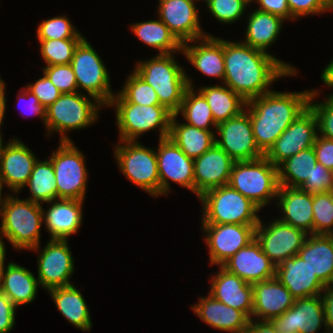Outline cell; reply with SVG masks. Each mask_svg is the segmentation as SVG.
I'll return each mask as SVG.
<instances>
[{
  "label": "cell",
  "mask_w": 333,
  "mask_h": 333,
  "mask_svg": "<svg viewBox=\"0 0 333 333\" xmlns=\"http://www.w3.org/2000/svg\"><path fill=\"white\" fill-rule=\"evenodd\" d=\"M224 84L246 102L271 92L273 81L296 69L269 53L242 42L224 40Z\"/></svg>",
  "instance_id": "obj_1"
},
{
  "label": "cell",
  "mask_w": 333,
  "mask_h": 333,
  "mask_svg": "<svg viewBox=\"0 0 333 333\" xmlns=\"http://www.w3.org/2000/svg\"><path fill=\"white\" fill-rule=\"evenodd\" d=\"M311 91H271L246 103L258 148L265 154L309 105Z\"/></svg>",
  "instance_id": "obj_2"
},
{
  "label": "cell",
  "mask_w": 333,
  "mask_h": 333,
  "mask_svg": "<svg viewBox=\"0 0 333 333\" xmlns=\"http://www.w3.org/2000/svg\"><path fill=\"white\" fill-rule=\"evenodd\" d=\"M134 72L155 90L159 103L173 114L180 109L186 89L193 87L172 54H157L145 62L139 61Z\"/></svg>",
  "instance_id": "obj_3"
},
{
  "label": "cell",
  "mask_w": 333,
  "mask_h": 333,
  "mask_svg": "<svg viewBox=\"0 0 333 333\" xmlns=\"http://www.w3.org/2000/svg\"><path fill=\"white\" fill-rule=\"evenodd\" d=\"M0 234L16 249L38 250L40 227L43 223L41 204L10 195L2 199Z\"/></svg>",
  "instance_id": "obj_4"
},
{
  "label": "cell",
  "mask_w": 333,
  "mask_h": 333,
  "mask_svg": "<svg viewBox=\"0 0 333 333\" xmlns=\"http://www.w3.org/2000/svg\"><path fill=\"white\" fill-rule=\"evenodd\" d=\"M199 199L203 203L202 224L258 225L256 214L260 208L229 184L204 192Z\"/></svg>",
  "instance_id": "obj_5"
},
{
  "label": "cell",
  "mask_w": 333,
  "mask_h": 333,
  "mask_svg": "<svg viewBox=\"0 0 333 333\" xmlns=\"http://www.w3.org/2000/svg\"><path fill=\"white\" fill-rule=\"evenodd\" d=\"M260 209L277 197L278 167L265 156L251 161H235L228 183Z\"/></svg>",
  "instance_id": "obj_6"
},
{
  "label": "cell",
  "mask_w": 333,
  "mask_h": 333,
  "mask_svg": "<svg viewBox=\"0 0 333 333\" xmlns=\"http://www.w3.org/2000/svg\"><path fill=\"white\" fill-rule=\"evenodd\" d=\"M89 99L87 96L79 94L78 91L61 94L46 109L44 124L48 129L47 132L51 133L56 130L60 134V141H72L65 132L82 129L94 123L98 118V110L104 106L98 100L93 103Z\"/></svg>",
  "instance_id": "obj_7"
},
{
  "label": "cell",
  "mask_w": 333,
  "mask_h": 333,
  "mask_svg": "<svg viewBox=\"0 0 333 333\" xmlns=\"http://www.w3.org/2000/svg\"><path fill=\"white\" fill-rule=\"evenodd\" d=\"M109 105L116 107L120 141H136L139 135L157 127L160 139L169 136L173 113L165 106H140L130 102H110Z\"/></svg>",
  "instance_id": "obj_8"
},
{
  "label": "cell",
  "mask_w": 333,
  "mask_h": 333,
  "mask_svg": "<svg viewBox=\"0 0 333 333\" xmlns=\"http://www.w3.org/2000/svg\"><path fill=\"white\" fill-rule=\"evenodd\" d=\"M121 142L125 145H117L114 155L123 175L150 195H160L156 151L137 141Z\"/></svg>",
  "instance_id": "obj_9"
},
{
  "label": "cell",
  "mask_w": 333,
  "mask_h": 333,
  "mask_svg": "<svg viewBox=\"0 0 333 333\" xmlns=\"http://www.w3.org/2000/svg\"><path fill=\"white\" fill-rule=\"evenodd\" d=\"M84 158L72 141H60V146L50 158L55 173L57 199L84 200L88 175Z\"/></svg>",
  "instance_id": "obj_10"
},
{
  "label": "cell",
  "mask_w": 333,
  "mask_h": 333,
  "mask_svg": "<svg viewBox=\"0 0 333 333\" xmlns=\"http://www.w3.org/2000/svg\"><path fill=\"white\" fill-rule=\"evenodd\" d=\"M77 88L88 92L94 100L108 105L114 96L110 89V78L103 61L84 38L77 46L71 60Z\"/></svg>",
  "instance_id": "obj_11"
},
{
  "label": "cell",
  "mask_w": 333,
  "mask_h": 333,
  "mask_svg": "<svg viewBox=\"0 0 333 333\" xmlns=\"http://www.w3.org/2000/svg\"><path fill=\"white\" fill-rule=\"evenodd\" d=\"M317 119L308 106L276 139L264 156L276 167L301 150L313 147L317 132Z\"/></svg>",
  "instance_id": "obj_12"
},
{
  "label": "cell",
  "mask_w": 333,
  "mask_h": 333,
  "mask_svg": "<svg viewBox=\"0 0 333 333\" xmlns=\"http://www.w3.org/2000/svg\"><path fill=\"white\" fill-rule=\"evenodd\" d=\"M307 235L305 231L279 219H275L267 227H263L260 220L255 228V239L276 266L283 260L297 255L308 238Z\"/></svg>",
  "instance_id": "obj_13"
},
{
  "label": "cell",
  "mask_w": 333,
  "mask_h": 333,
  "mask_svg": "<svg viewBox=\"0 0 333 333\" xmlns=\"http://www.w3.org/2000/svg\"><path fill=\"white\" fill-rule=\"evenodd\" d=\"M246 113L244 110L216 127L221 139H215V144L234 161H251L264 156L255 142L252 123Z\"/></svg>",
  "instance_id": "obj_14"
},
{
  "label": "cell",
  "mask_w": 333,
  "mask_h": 333,
  "mask_svg": "<svg viewBox=\"0 0 333 333\" xmlns=\"http://www.w3.org/2000/svg\"><path fill=\"white\" fill-rule=\"evenodd\" d=\"M207 233L205 241L209 248L211 265L220 266L239 249L255 239L257 225L242 224H202Z\"/></svg>",
  "instance_id": "obj_15"
},
{
  "label": "cell",
  "mask_w": 333,
  "mask_h": 333,
  "mask_svg": "<svg viewBox=\"0 0 333 333\" xmlns=\"http://www.w3.org/2000/svg\"><path fill=\"white\" fill-rule=\"evenodd\" d=\"M68 240L50 239L38 256V282L47 290L73 285L69 279L74 271Z\"/></svg>",
  "instance_id": "obj_16"
},
{
  "label": "cell",
  "mask_w": 333,
  "mask_h": 333,
  "mask_svg": "<svg viewBox=\"0 0 333 333\" xmlns=\"http://www.w3.org/2000/svg\"><path fill=\"white\" fill-rule=\"evenodd\" d=\"M156 157L160 179V195L167 194L170 190L169 179L194 193L192 158H189L169 137L159 139Z\"/></svg>",
  "instance_id": "obj_17"
},
{
  "label": "cell",
  "mask_w": 333,
  "mask_h": 333,
  "mask_svg": "<svg viewBox=\"0 0 333 333\" xmlns=\"http://www.w3.org/2000/svg\"><path fill=\"white\" fill-rule=\"evenodd\" d=\"M271 322L279 333H317L322 323L325 326L320 295L295 299L291 308Z\"/></svg>",
  "instance_id": "obj_18"
},
{
  "label": "cell",
  "mask_w": 333,
  "mask_h": 333,
  "mask_svg": "<svg viewBox=\"0 0 333 333\" xmlns=\"http://www.w3.org/2000/svg\"><path fill=\"white\" fill-rule=\"evenodd\" d=\"M194 0H159L160 20L181 43L198 41L207 35L200 29Z\"/></svg>",
  "instance_id": "obj_19"
},
{
  "label": "cell",
  "mask_w": 333,
  "mask_h": 333,
  "mask_svg": "<svg viewBox=\"0 0 333 333\" xmlns=\"http://www.w3.org/2000/svg\"><path fill=\"white\" fill-rule=\"evenodd\" d=\"M234 163L216 144L200 157L193 159L194 193L199 197L210 189L227 185Z\"/></svg>",
  "instance_id": "obj_20"
},
{
  "label": "cell",
  "mask_w": 333,
  "mask_h": 333,
  "mask_svg": "<svg viewBox=\"0 0 333 333\" xmlns=\"http://www.w3.org/2000/svg\"><path fill=\"white\" fill-rule=\"evenodd\" d=\"M221 266L249 284L272 279L276 271V265L262 251L256 239L239 249Z\"/></svg>",
  "instance_id": "obj_21"
},
{
  "label": "cell",
  "mask_w": 333,
  "mask_h": 333,
  "mask_svg": "<svg viewBox=\"0 0 333 333\" xmlns=\"http://www.w3.org/2000/svg\"><path fill=\"white\" fill-rule=\"evenodd\" d=\"M37 158L20 140H10L0 155V182L18 193L31 176Z\"/></svg>",
  "instance_id": "obj_22"
},
{
  "label": "cell",
  "mask_w": 333,
  "mask_h": 333,
  "mask_svg": "<svg viewBox=\"0 0 333 333\" xmlns=\"http://www.w3.org/2000/svg\"><path fill=\"white\" fill-rule=\"evenodd\" d=\"M275 277L295 299L321 295L326 286L298 255L278 264Z\"/></svg>",
  "instance_id": "obj_23"
},
{
  "label": "cell",
  "mask_w": 333,
  "mask_h": 333,
  "mask_svg": "<svg viewBox=\"0 0 333 333\" xmlns=\"http://www.w3.org/2000/svg\"><path fill=\"white\" fill-rule=\"evenodd\" d=\"M252 286V318L258 316L262 321H271L294 305L295 298L276 277L253 283Z\"/></svg>",
  "instance_id": "obj_24"
},
{
  "label": "cell",
  "mask_w": 333,
  "mask_h": 333,
  "mask_svg": "<svg viewBox=\"0 0 333 333\" xmlns=\"http://www.w3.org/2000/svg\"><path fill=\"white\" fill-rule=\"evenodd\" d=\"M211 280L210 295L227 306L242 311L249 319L253 312V286L222 266Z\"/></svg>",
  "instance_id": "obj_25"
},
{
  "label": "cell",
  "mask_w": 333,
  "mask_h": 333,
  "mask_svg": "<svg viewBox=\"0 0 333 333\" xmlns=\"http://www.w3.org/2000/svg\"><path fill=\"white\" fill-rule=\"evenodd\" d=\"M58 201L47 202L54 203L46 212L43 209V221L51 239L67 240L82 223L83 200L59 198Z\"/></svg>",
  "instance_id": "obj_26"
},
{
  "label": "cell",
  "mask_w": 333,
  "mask_h": 333,
  "mask_svg": "<svg viewBox=\"0 0 333 333\" xmlns=\"http://www.w3.org/2000/svg\"><path fill=\"white\" fill-rule=\"evenodd\" d=\"M199 300L192 309L208 325L230 333H245L250 319L242 311L225 305L210 294Z\"/></svg>",
  "instance_id": "obj_27"
},
{
  "label": "cell",
  "mask_w": 333,
  "mask_h": 333,
  "mask_svg": "<svg viewBox=\"0 0 333 333\" xmlns=\"http://www.w3.org/2000/svg\"><path fill=\"white\" fill-rule=\"evenodd\" d=\"M277 197L279 206L284 213L281 221L308 234H313V194L299 188L279 186Z\"/></svg>",
  "instance_id": "obj_28"
},
{
  "label": "cell",
  "mask_w": 333,
  "mask_h": 333,
  "mask_svg": "<svg viewBox=\"0 0 333 333\" xmlns=\"http://www.w3.org/2000/svg\"><path fill=\"white\" fill-rule=\"evenodd\" d=\"M199 40L200 44L195 46H189V42L183 43V54L203 74L224 81V39L207 35Z\"/></svg>",
  "instance_id": "obj_29"
},
{
  "label": "cell",
  "mask_w": 333,
  "mask_h": 333,
  "mask_svg": "<svg viewBox=\"0 0 333 333\" xmlns=\"http://www.w3.org/2000/svg\"><path fill=\"white\" fill-rule=\"evenodd\" d=\"M297 255L326 286L333 285V235H310Z\"/></svg>",
  "instance_id": "obj_30"
},
{
  "label": "cell",
  "mask_w": 333,
  "mask_h": 333,
  "mask_svg": "<svg viewBox=\"0 0 333 333\" xmlns=\"http://www.w3.org/2000/svg\"><path fill=\"white\" fill-rule=\"evenodd\" d=\"M38 285V279L29 270L15 263H8L0 278V291L16 307L34 301Z\"/></svg>",
  "instance_id": "obj_31"
},
{
  "label": "cell",
  "mask_w": 333,
  "mask_h": 333,
  "mask_svg": "<svg viewBox=\"0 0 333 333\" xmlns=\"http://www.w3.org/2000/svg\"><path fill=\"white\" fill-rule=\"evenodd\" d=\"M177 114L171 118L169 138L189 157L195 159L215 144V135L211 130H202L187 123L178 124Z\"/></svg>",
  "instance_id": "obj_32"
},
{
  "label": "cell",
  "mask_w": 333,
  "mask_h": 333,
  "mask_svg": "<svg viewBox=\"0 0 333 333\" xmlns=\"http://www.w3.org/2000/svg\"><path fill=\"white\" fill-rule=\"evenodd\" d=\"M58 310L75 327L89 331L92 326L87 304L80 291L73 285L48 290Z\"/></svg>",
  "instance_id": "obj_33"
},
{
  "label": "cell",
  "mask_w": 333,
  "mask_h": 333,
  "mask_svg": "<svg viewBox=\"0 0 333 333\" xmlns=\"http://www.w3.org/2000/svg\"><path fill=\"white\" fill-rule=\"evenodd\" d=\"M250 14L246 39L242 43L267 52L266 49L273 44L282 28L283 19L260 10H255Z\"/></svg>",
  "instance_id": "obj_34"
},
{
  "label": "cell",
  "mask_w": 333,
  "mask_h": 333,
  "mask_svg": "<svg viewBox=\"0 0 333 333\" xmlns=\"http://www.w3.org/2000/svg\"><path fill=\"white\" fill-rule=\"evenodd\" d=\"M206 99L216 125L237 116L246 107V101L228 86H209L198 90Z\"/></svg>",
  "instance_id": "obj_35"
},
{
  "label": "cell",
  "mask_w": 333,
  "mask_h": 333,
  "mask_svg": "<svg viewBox=\"0 0 333 333\" xmlns=\"http://www.w3.org/2000/svg\"><path fill=\"white\" fill-rule=\"evenodd\" d=\"M316 163L317 157L313 147L301 150L286 159L278 167L279 186L299 188L306 179L311 177Z\"/></svg>",
  "instance_id": "obj_36"
},
{
  "label": "cell",
  "mask_w": 333,
  "mask_h": 333,
  "mask_svg": "<svg viewBox=\"0 0 333 333\" xmlns=\"http://www.w3.org/2000/svg\"><path fill=\"white\" fill-rule=\"evenodd\" d=\"M132 31L146 45L160 50L158 54L182 51V44L160 19L135 23Z\"/></svg>",
  "instance_id": "obj_37"
},
{
  "label": "cell",
  "mask_w": 333,
  "mask_h": 333,
  "mask_svg": "<svg viewBox=\"0 0 333 333\" xmlns=\"http://www.w3.org/2000/svg\"><path fill=\"white\" fill-rule=\"evenodd\" d=\"M26 186L29 187L32 202H51L57 199L55 173L50 159L40 162L38 159L33 166L31 176Z\"/></svg>",
  "instance_id": "obj_38"
},
{
  "label": "cell",
  "mask_w": 333,
  "mask_h": 333,
  "mask_svg": "<svg viewBox=\"0 0 333 333\" xmlns=\"http://www.w3.org/2000/svg\"><path fill=\"white\" fill-rule=\"evenodd\" d=\"M179 113L185 117L187 124L199 129L210 130L208 127L211 125L217 127L205 97L200 92L198 95L194 93L193 87L186 89L180 109L176 114Z\"/></svg>",
  "instance_id": "obj_39"
},
{
  "label": "cell",
  "mask_w": 333,
  "mask_h": 333,
  "mask_svg": "<svg viewBox=\"0 0 333 333\" xmlns=\"http://www.w3.org/2000/svg\"><path fill=\"white\" fill-rule=\"evenodd\" d=\"M117 96H113L111 102H130L140 106L161 105L157 93L135 72L131 73Z\"/></svg>",
  "instance_id": "obj_40"
},
{
  "label": "cell",
  "mask_w": 333,
  "mask_h": 333,
  "mask_svg": "<svg viewBox=\"0 0 333 333\" xmlns=\"http://www.w3.org/2000/svg\"><path fill=\"white\" fill-rule=\"evenodd\" d=\"M84 38L39 40L46 66L70 64L78 44Z\"/></svg>",
  "instance_id": "obj_41"
},
{
  "label": "cell",
  "mask_w": 333,
  "mask_h": 333,
  "mask_svg": "<svg viewBox=\"0 0 333 333\" xmlns=\"http://www.w3.org/2000/svg\"><path fill=\"white\" fill-rule=\"evenodd\" d=\"M313 234L333 235V200L329 192L313 194Z\"/></svg>",
  "instance_id": "obj_42"
},
{
  "label": "cell",
  "mask_w": 333,
  "mask_h": 333,
  "mask_svg": "<svg viewBox=\"0 0 333 333\" xmlns=\"http://www.w3.org/2000/svg\"><path fill=\"white\" fill-rule=\"evenodd\" d=\"M38 40H58L69 38H84L66 16H57L44 20L37 29Z\"/></svg>",
  "instance_id": "obj_43"
},
{
  "label": "cell",
  "mask_w": 333,
  "mask_h": 333,
  "mask_svg": "<svg viewBox=\"0 0 333 333\" xmlns=\"http://www.w3.org/2000/svg\"><path fill=\"white\" fill-rule=\"evenodd\" d=\"M42 70L51 83L61 92V94L79 91L71 64L46 66Z\"/></svg>",
  "instance_id": "obj_44"
},
{
  "label": "cell",
  "mask_w": 333,
  "mask_h": 333,
  "mask_svg": "<svg viewBox=\"0 0 333 333\" xmlns=\"http://www.w3.org/2000/svg\"><path fill=\"white\" fill-rule=\"evenodd\" d=\"M207 7L222 23H233L244 14L247 4L244 0H207Z\"/></svg>",
  "instance_id": "obj_45"
},
{
  "label": "cell",
  "mask_w": 333,
  "mask_h": 333,
  "mask_svg": "<svg viewBox=\"0 0 333 333\" xmlns=\"http://www.w3.org/2000/svg\"><path fill=\"white\" fill-rule=\"evenodd\" d=\"M317 96L316 90L311 91L309 96V107L314 111L317 119L318 133L322 137L333 140V99L327 97V101L314 103L312 100Z\"/></svg>",
  "instance_id": "obj_46"
},
{
  "label": "cell",
  "mask_w": 333,
  "mask_h": 333,
  "mask_svg": "<svg viewBox=\"0 0 333 333\" xmlns=\"http://www.w3.org/2000/svg\"><path fill=\"white\" fill-rule=\"evenodd\" d=\"M333 183V171L325 168L321 163L317 162L311 177L299 187L302 191L309 194H319L329 192Z\"/></svg>",
  "instance_id": "obj_47"
},
{
  "label": "cell",
  "mask_w": 333,
  "mask_h": 333,
  "mask_svg": "<svg viewBox=\"0 0 333 333\" xmlns=\"http://www.w3.org/2000/svg\"><path fill=\"white\" fill-rule=\"evenodd\" d=\"M287 3L294 18L333 9L328 0H287Z\"/></svg>",
  "instance_id": "obj_48"
},
{
  "label": "cell",
  "mask_w": 333,
  "mask_h": 333,
  "mask_svg": "<svg viewBox=\"0 0 333 333\" xmlns=\"http://www.w3.org/2000/svg\"><path fill=\"white\" fill-rule=\"evenodd\" d=\"M27 89L33 93L46 109L52 105L61 95V92L46 77L38 79L32 85L29 84Z\"/></svg>",
  "instance_id": "obj_49"
},
{
  "label": "cell",
  "mask_w": 333,
  "mask_h": 333,
  "mask_svg": "<svg viewBox=\"0 0 333 333\" xmlns=\"http://www.w3.org/2000/svg\"><path fill=\"white\" fill-rule=\"evenodd\" d=\"M313 148L317 162L328 170L333 171V140L317 135Z\"/></svg>",
  "instance_id": "obj_50"
},
{
  "label": "cell",
  "mask_w": 333,
  "mask_h": 333,
  "mask_svg": "<svg viewBox=\"0 0 333 333\" xmlns=\"http://www.w3.org/2000/svg\"><path fill=\"white\" fill-rule=\"evenodd\" d=\"M16 306L0 291V333H8L15 323Z\"/></svg>",
  "instance_id": "obj_51"
},
{
  "label": "cell",
  "mask_w": 333,
  "mask_h": 333,
  "mask_svg": "<svg viewBox=\"0 0 333 333\" xmlns=\"http://www.w3.org/2000/svg\"><path fill=\"white\" fill-rule=\"evenodd\" d=\"M260 4L257 10L263 12H269L273 15L281 17L283 20L285 19H293L294 17L291 15L287 0H255Z\"/></svg>",
  "instance_id": "obj_52"
},
{
  "label": "cell",
  "mask_w": 333,
  "mask_h": 333,
  "mask_svg": "<svg viewBox=\"0 0 333 333\" xmlns=\"http://www.w3.org/2000/svg\"><path fill=\"white\" fill-rule=\"evenodd\" d=\"M324 295H320L325 312V330L333 331V285L325 286Z\"/></svg>",
  "instance_id": "obj_53"
},
{
  "label": "cell",
  "mask_w": 333,
  "mask_h": 333,
  "mask_svg": "<svg viewBox=\"0 0 333 333\" xmlns=\"http://www.w3.org/2000/svg\"><path fill=\"white\" fill-rule=\"evenodd\" d=\"M26 90H23L24 93H22L21 95H19L21 98H18V103L22 100H27L28 98V101H29V104H28V107L30 110V114H36V115H40L39 117L43 120V122H45V117H46V108L40 104L38 98L33 94L31 93L26 87H25ZM27 95V96H26ZM25 109V108H24Z\"/></svg>",
  "instance_id": "obj_54"
},
{
  "label": "cell",
  "mask_w": 333,
  "mask_h": 333,
  "mask_svg": "<svg viewBox=\"0 0 333 333\" xmlns=\"http://www.w3.org/2000/svg\"><path fill=\"white\" fill-rule=\"evenodd\" d=\"M258 322V323H257ZM245 333H279L271 321H261L258 320L253 322V319H250Z\"/></svg>",
  "instance_id": "obj_55"
},
{
  "label": "cell",
  "mask_w": 333,
  "mask_h": 333,
  "mask_svg": "<svg viewBox=\"0 0 333 333\" xmlns=\"http://www.w3.org/2000/svg\"><path fill=\"white\" fill-rule=\"evenodd\" d=\"M321 78L327 86L333 87V60L329 63L328 66L324 69L321 74ZM329 98L333 99V94L329 95Z\"/></svg>",
  "instance_id": "obj_56"
},
{
  "label": "cell",
  "mask_w": 333,
  "mask_h": 333,
  "mask_svg": "<svg viewBox=\"0 0 333 333\" xmlns=\"http://www.w3.org/2000/svg\"><path fill=\"white\" fill-rule=\"evenodd\" d=\"M5 255H6L5 245L0 237V278H1V274L3 273V270H4Z\"/></svg>",
  "instance_id": "obj_57"
},
{
  "label": "cell",
  "mask_w": 333,
  "mask_h": 333,
  "mask_svg": "<svg viewBox=\"0 0 333 333\" xmlns=\"http://www.w3.org/2000/svg\"><path fill=\"white\" fill-rule=\"evenodd\" d=\"M5 84L3 82V80H1V77H0V101H6V98H5Z\"/></svg>",
  "instance_id": "obj_58"
},
{
  "label": "cell",
  "mask_w": 333,
  "mask_h": 333,
  "mask_svg": "<svg viewBox=\"0 0 333 333\" xmlns=\"http://www.w3.org/2000/svg\"><path fill=\"white\" fill-rule=\"evenodd\" d=\"M6 106V101H0V127L1 124L3 123V117H4V112H5V107Z\"/></svg>",
  "instance_id": "obj_59"
},
{
  "label": "cell",
  "mask_w": 333,
  "mask_h": 333,
  "mask_svg": "<svg viewBox=\"0 0 333 333\" xmlns=\"http://www.w3.org/2000/svg\"><path fill=\"white\" fill-rule=\"evenodd\" d=\"M1 137H2V136H1V133H0V155L2 154L3 149H4V147H5V145L3 146V140H2Z\"/></svg>",
  "instance_id": "obj_60"
},
{
  "label": "cell",
  "mask_w": 333,
  "mask_h": 333,
  "mask_svg": "<svg viewBox=\"0 0 333 333\" xmlns=\"http://www.w3.org/2000/svg\"><path fill=\"white\" fill-rule=\"evenodd\" d=\"M1 198H3L2 197V184H1V182H0V206L2 205V200H1Z\"/></svg>",
  "instance_id": "obj_61"
},
{
  "label": "cell",
  "mask_w": 333,
  "mask_h": 333,
  "mask_svg": "<svg viewBox=\"0 0 333 333\" xmlns=\"http://www.w3.org/2000/svg\"><path fill=\"white\" fill-rule=\"evenodd\" d=\"M329 193L331 194V197H332V200H333V183H332V188H331V190L329 191Z\"/></svg>",
  "instance_id": "obj_62"
},
{
  "label": "cell",
  "mask_w": 333,
  "mask_h": 333,
  "mask_svg": "<svg viewBox=\"0 0 333 333\" xmlns=\"http://www.w3.org/2000/svg\"><path fill=\"white\" fill-rule=\"evenodd\" d=\"M247 4L255 0H244Z\"/></svg>",
  "instance_id": "obj_63"
},
{
  "label": "cell",
  "mask_w": 333,
  "mask_h": 333,
  "mask_svg": "<svg viewBox=\"0 0 333 333\" xmlns=\"http://www.w3.org/2000/svg\"><path fill=\"white\" fill-rule=\"evenodd\" d=\"M330 5L333 7V0H328Z\"/></svg>",
  "instance_id": "obj_64"
}]
</instances>
